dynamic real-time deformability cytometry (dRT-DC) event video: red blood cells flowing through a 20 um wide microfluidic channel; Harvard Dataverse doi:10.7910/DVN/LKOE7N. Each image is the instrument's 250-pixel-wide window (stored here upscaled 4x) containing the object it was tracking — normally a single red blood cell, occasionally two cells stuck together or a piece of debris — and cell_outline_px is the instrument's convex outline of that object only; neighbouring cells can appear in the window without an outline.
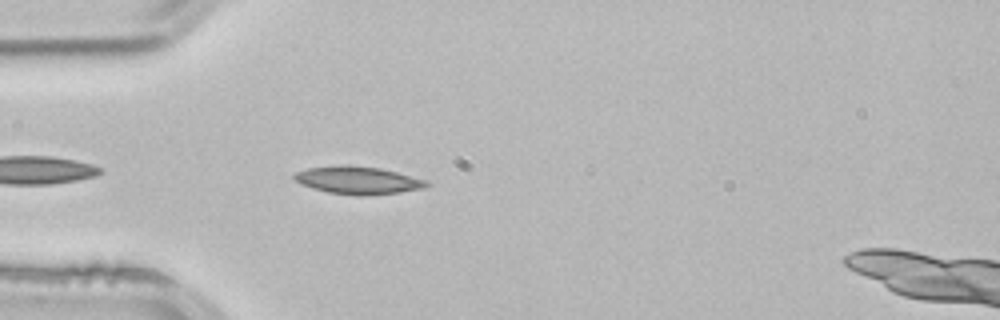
{"species": "common noctule bat (a hibernating species)", "species_latin": "Nyctalus noctula", "temperature_condition": "room temperature", "stored_images_in_passage": 4, "camera_frame_rate_fps": 3000, "um_per_image_px": 0.085, "animal": {"sex": "male", "body_mass_g": 21.5, "forearm_length_mm": 52.0}, "frame": {"image": 1, "passage_image": 4, "time_ms": 1.0, "image_size_px": [1000, 320], "cell_outline_px": [[432, 184], [424, 188], [400, 192], [360, 196], [328, 192], [312, 188], [300, 184], [292, 176], [296, 172], [308, 168], [340, 164], [348, 164], [380, 168], [428, 180]], "centroid_in_image_um": [30.43, 15.31], "position_along_channel_um": 54.6, "area_um2": 21.5}}